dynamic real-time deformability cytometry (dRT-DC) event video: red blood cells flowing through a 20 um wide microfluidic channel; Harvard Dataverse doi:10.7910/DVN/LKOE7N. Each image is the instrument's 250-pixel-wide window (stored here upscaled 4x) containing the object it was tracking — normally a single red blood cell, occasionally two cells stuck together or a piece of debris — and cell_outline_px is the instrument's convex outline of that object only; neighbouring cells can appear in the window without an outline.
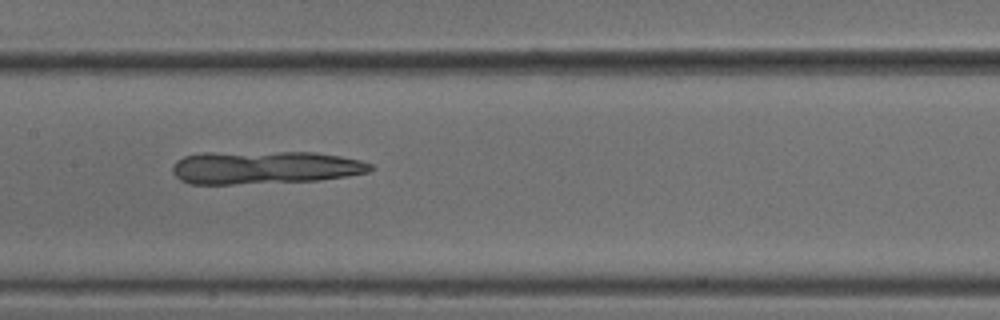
{"species": "common noctule bat (a hibernating species)", "species_latin": "Nyctalus noctula", "temperature_condition": "cold", "stored_images_in_passage": 52, "camera_frame_rate_fps": 3000, "um_per_image_px": 0.085, "animal": {"sex": "male", "body_mass_g": 18.8}, "frame": {"image": 1, "passage_image": 26, "time_ms": 8.333, "image_size_px": [1000, 320], "cell_outline_px": [[376, 168], [368, 172], [348, 176], [316, 180], [232, 184], [188, 184], [180, 180], [172, 172], [172, 164], [176, 160], [184, 156], [204, 152], [312, 152], [340, 156], [360, 160], [372, 164]], "centroid_in_image_um": [22.47, 14.23], "position_along_channel_um": 184.9, "area_um2": 38.26}}
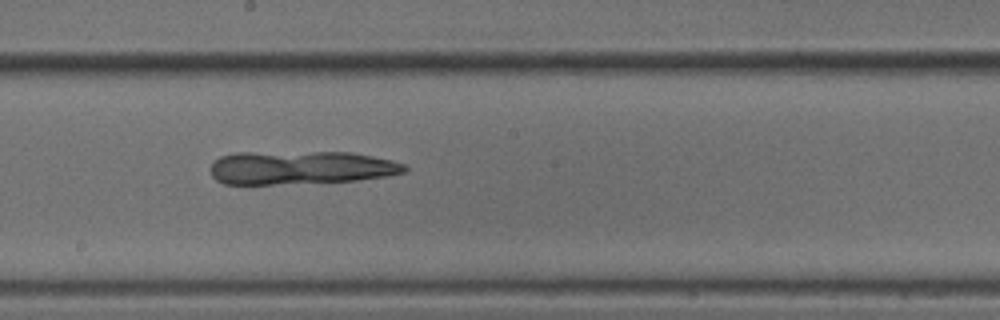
{"frame": {"image": 2, "passage_image": 29, "time_ms": 9.333, "image_size_px": [1000, 320], "cell_outline_px": [[408, 168], [404, 172], [388, 176], [356, 180], [272, 184], [224, 184], [216, 180], [212, 176], [208, 168], [220, 156], [236, 152], [352, 152], [392, 160], [404, 164]], "centroid_in_image_um": [25.52, 14.24], "position_along_channel_um": 222.7, "area_um2": 37.92}}